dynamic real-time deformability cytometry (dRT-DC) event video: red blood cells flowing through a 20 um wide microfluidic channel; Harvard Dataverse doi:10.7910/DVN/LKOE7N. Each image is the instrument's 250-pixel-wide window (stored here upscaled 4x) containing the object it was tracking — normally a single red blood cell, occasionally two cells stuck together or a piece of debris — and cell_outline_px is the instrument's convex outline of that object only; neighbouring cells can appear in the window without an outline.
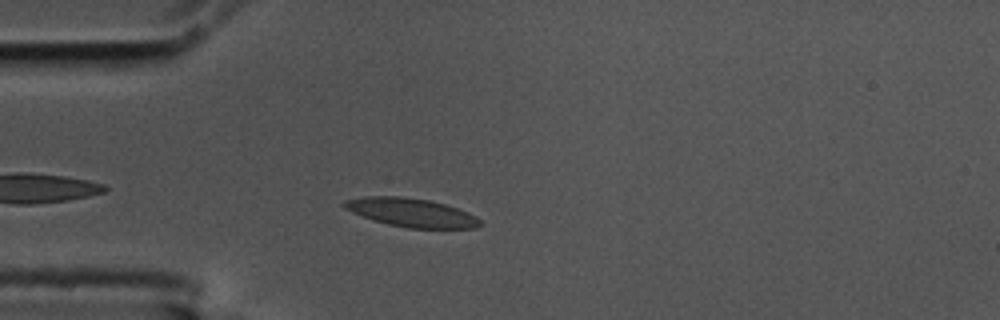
{"species": "common noctule bat (a hibernating species)", "species_latin": "Nyctalus noctula", "temperature_condition": "cold", "stored_images_in_passage": 38, "camera_frame_rate_fps": 3000, "um_per_image_px": 0.085, "animal": {"sex": "male", "body_mass_g": 17.5, "forearm_length_mm": 52.3}, "frame": {"image": 1, "passage_image": 5, "time_ms": 1.333, "image_size_px": [1000, 320], "cell_outline_px": [[484, 224], [476, 228], [408, 228], [388, 224], [372, 220], [352, 212], [344, 208], [340, 204], [344, 200], [364, 196], [400, 196], [428, 200], [444, 204], [468, 212], [476, 216]], "centroid_in_image_um": [34.94, 18.07], "position_along_channel_um": 50.1, "area_um2": 22.72}}
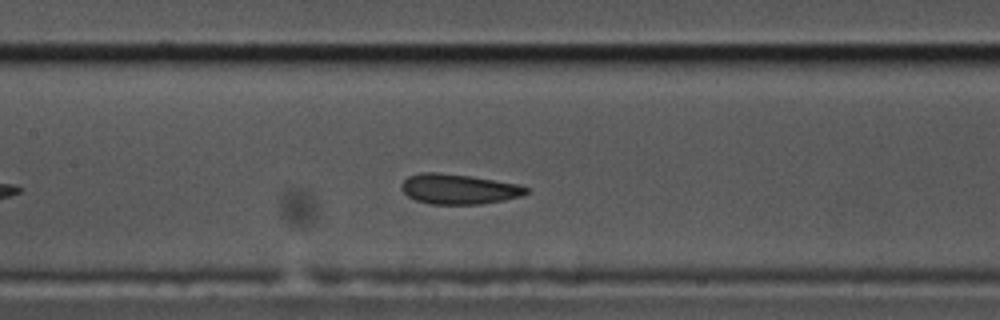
{"frame": {"image": 2, "passage_image": 16, "time_ms": 5.0, "image_size_px": [1000, 320], "cell_outline_px": [[528, 192], [520, 196], [504, 200], [480, 204], [428, 204], [416, 200], [408, 196], [400, 188], [400, 184], [408, 176], [420, 172], [440, 172], [468, 176], [516, 184], [528, 188]], "centroid_in_image_um": [38.92, 16.07], "position_along_channel_um": 168.5, "area_um2": 21.73}}
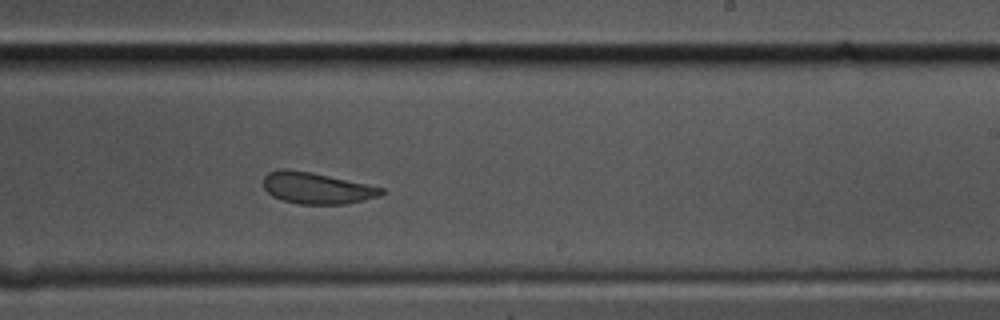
{"frame": {"image": 3, "passage_image": 24, "time_ms": 7.667, "image_size_px": [1000, 320], "cell_outline_px": [[384, 192], [380, 196], [348, 204], [300, 204], [280, 200], [272, 196], [264, 188], [264, 176], [268, 172], [280, 168], [288, 168], [368, 184], [384, 188]], "centroid_in_image_um": [26.9, 15.99], "position_along_channel_um": 262.1, "area_um2": 21.62}, "authors_computed_cell_mechanics": {"area_um2": 22.1663, "velocity_mm_per_s": 3.5245, "shape_relaxation_time_tau1_ms": 5.5229, "shape_relaxation_time_tau2_ms": 1.2378, "deformation_change_tau1": 0.1383, "deformation_change_tau2": 0.075}}